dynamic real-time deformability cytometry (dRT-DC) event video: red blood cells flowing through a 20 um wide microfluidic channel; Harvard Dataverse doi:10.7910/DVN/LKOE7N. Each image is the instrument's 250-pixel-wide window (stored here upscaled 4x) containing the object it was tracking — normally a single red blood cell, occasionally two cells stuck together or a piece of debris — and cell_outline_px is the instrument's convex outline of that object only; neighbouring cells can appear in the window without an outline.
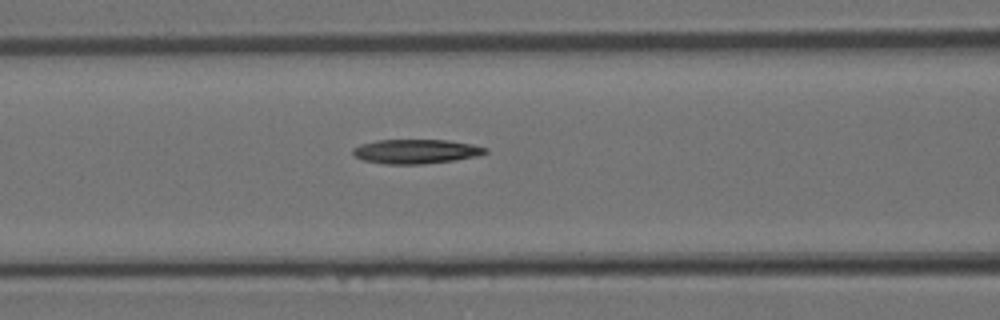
{"species": "Egyptian fruit bat (a non-hibernating species)", "species_latin": "Rousettus aegyptiacus", "temperature_condition": "room temperature", "stored_images_in_passage": 5, "camera_frame_rate_fps": 3000, "um_per_image_px": 0.085, "animal": {"sex": "female"}, "frame": {"image": 1, "passage_image": 5, "time_ms": 1.333, "image_size_px": [1000, 320], "cell_outline_px": [[488, 152], [476, 156], [456, 160], [424, 164], [384, 164], [364, 160], [352, 156], [352, 148], [360, 144], [376, 140], [448, 140], [472, 144], [488, 148]], "centroid_in_image_um": [35.33, 12.87], "position_along_channel_um": 131.3, "area_um2": 18.96}}